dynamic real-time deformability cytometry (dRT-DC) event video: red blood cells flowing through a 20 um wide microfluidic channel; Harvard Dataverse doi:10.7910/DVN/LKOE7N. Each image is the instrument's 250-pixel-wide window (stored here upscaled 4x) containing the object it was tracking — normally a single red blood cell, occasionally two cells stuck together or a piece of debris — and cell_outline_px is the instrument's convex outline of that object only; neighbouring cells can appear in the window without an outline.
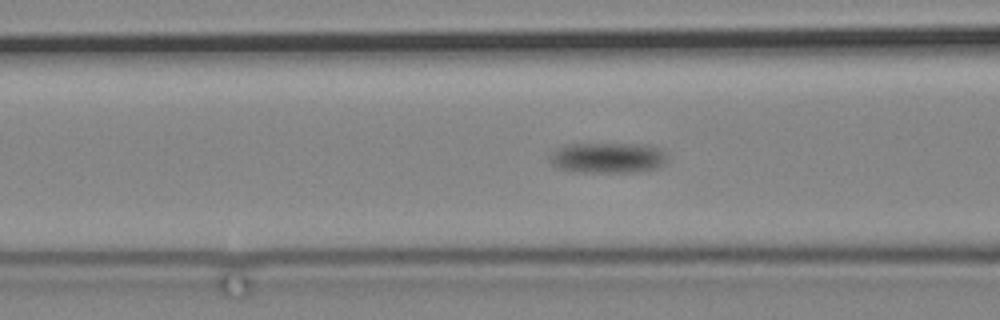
{"species": "common noctule bat (a hibernating species)", "species_latin": "Nyctalus noctula", "temperature_condition": "cold", "stored_images_in_passage": 96, "camera_frame_rate_fps": 3000, "um_per_image_px": 0.085, "animal": {"sex": "male", "body_mass_g": 19.2, "forearm_length_mm": 51.8}, "frame": {"image": 1, "passage_image": 47, "time_ms": 15.333, "image_size_px": [1000, 320], "cell_outline_px": [[668, 160], [660, 168], [636, 172], [572, 172], [556, 168], [548, 160], [548, 156], [556, 148], [564, 144], [652, 144], [668, 152]], "centroid_in_image_um": [51.69, 13.41], "position_along_channel_um": 114.9, "area_um2": 21.73}}
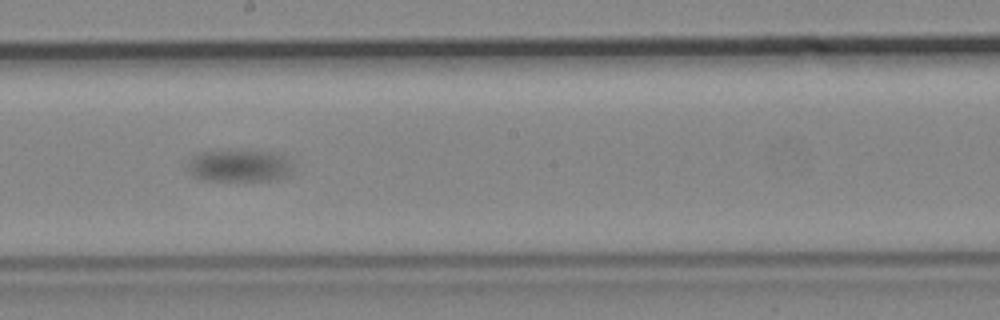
{"frame": {"image": 2, "passage_image": 60, "time_ms": 19.667, "image_size_px": [1000, 320], "cell_outline_px": [[288, 172], [284, 176], [276, 180], [204, 180], [192, 176], [188, 164], [192, 156], [200, 152], [272, 152], [284, 156], [288, 160]], "centroid_in_image_um": [20.27, 14.11], "position_along_channel_um": 227.9, "area_um2": 18.79}}
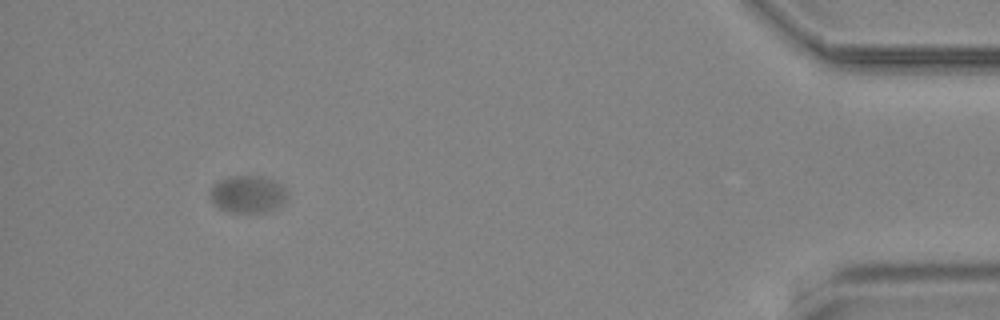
{"frame": {"image": 3, "passage_image": 90, "time_ms": 29.667, "image_size_px": [1000, 320], "cell_outline_px": [[288, 196], [276, 208], [264, 212], [228, 212], [212, 204], [212, 184], [216, 180], [228, 176], [260, 176], [276, 180], [284, 184], [288, 192]], "centroid_in_image_um": [21.08, 16.48], "position_along_channel_um": 414.1, "area_um2": 16.99}}